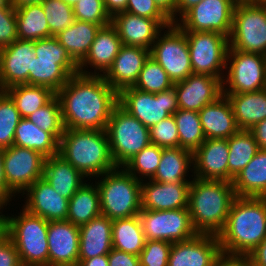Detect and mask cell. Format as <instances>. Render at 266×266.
Returning <instances> with one entry per match:
<instances>
[{
    "label": "cell",
    "instance_id": "cell-1",
    "mask_svg": "<svg viewBox=\"0 0 266 266\" xmlns=\"http://www.w3.org/2000/svg\"><path fill=\"white\" fill-rule=\"evenodd\" d=\"M65 129L106 130L118 92L103 76L76 74L56 93Z\"/></svg>",
    "mask_w": 266,
    "mask_h": 266
},
{
    "label": "cell",
    "instance_id": "cell-2",
    "mask_svg": "<svg viewBox=\"0 0 266 266\" xmlns=\"http://www.w3.org/2000/svg\"><path fill=\"white\" fill-rule=\"evenodd\" d=\"M221 252L249 255L266 237V197H238L217 235Z\"/></svg>",
    "mask_w": 266,
    "mask_h": 266
},
{
    "label": "cell",
    "instance_id": "cell-3",
    "mask_svg": "<svg viewBox=\"0 0 266 266\" xmlns=\"http://www.w3.org/2000/svg\"><path fill=\"white\" fill-rule=\"evenodd\" d=\"M190 179L188 210L192 225L199 234L218 235L236 197L232 182Z\"/></svg>",
    "mask_w": 266,
    "mask_h": 266
},
{
    "label": "cell",
    "instance_id": "cell-4",
    "mask_svg": "<svg viewBox=\"0 0 266 266\" xmlns=\"http://www.w3.org/2000/svg\"><path fill=\"white\" fill-rule=\"evenodd\" d=\"M58 155L88 180L117 167L111 157L106 130L65 129L59 140Z\"/></svg>",
    "mask_w": 266,
    "mask_h": 266
},
{
    "label": "cell",
    "instance_id": "cell-5",
    "mask_svg": "<svg viewBox=\"0 0 266 266\" xmlns=\"http://www.w3.org/2000/svg\"><path fill=\"white\" fill-rule=\"evenodd\" d=\"M2 215V231L18 251L21 264L48 266V222L22 207L18 216Z\"/></svg>",
    "mask_w": 266,
    "mask_h": 266
},
{
    "label": "cell",
    "instance_id": "cell-6",
    "mask_svg": "<svg viewBox=\"0 0 266 266\" xmlns=\"http://www.w3.org/2000/svg\"><path fill=\"white\" fill-rule=\"evenodd\" d=\"M96 180L102 215L113 221L140 213L141 180L136 179L123 167H116L96 177Z\"/></svg>",
    "mask_w": 266,
    "mask_h": 266
},
{
    "label": "cell",
    "instance_id": "cell-7",
    "mask_svg": "<svg viewBox=\"0 0 266 266\" xmlns=\"http://www.w3.org/2000/svg\"><path fill=\"white\" fill-rule=\"evenodd\" d=\"M35 56L29 71V85L46 86L57 93L78 74V64L55 36L35 40Z\"/></svg>",
    "mask_w": 266,
    "mask_h": 266
},
{
    "label": "cell",
    "instance_id": "cell-8",
    "mask_svg": "<svg viewBox=\"0 0 266 266\" xmlns=\"http://www.w3.org/2000/svg\"><path fill=\"white\" fill-rule=\"evenodd\" d=\"M106 132L112 160L117 167L151 144L149 128L119 104L113 109Z\"/></svg>",
    "mask_w": 266,
    "mask_h": 266
},
{
    "label": "cell",
    "instance_id": "cell-9",
    "mask_svg": "<svg viewBox=\"0 0 266 266\" xmlns=\"http://www.w3.org/2000/svg\"><path fill=\"white\" fill-rule=\"evenodd\" d=\"M228 39V49L266 56V7L261 2L238 0Z\"/></svg>",
    "mask_w": 266,
    "mask_h": 266
},
{
    "label": "cell",
    "instance_id": "cell-10",
    "mask_svg": "<svg viewBox=\"0 0 266 266\" xmlns=\"http://www.w3.org/2000/svg\"><path fill=\"white\" fill-rule=\"evenodd\" d=\"M226 69L223 94L250 93L266 88V56L263 54L228 49Z\"/></svg>",
    "mask_w": 266,
    "mask_h": 266
},
{
    "label": "cell",
    "instance_id": "cell-11",
    "mask_svg": "<svg viewBox=\"0 0 266 266\" xmlns=\"http://www.w3.org/2000/svg\"><path fill=\"white\" fill-rule=\"evenodd\" d=\"M184 33L188 42L193 74L213 76L223 82L229 48L228 37L218 32L184 31Z\"/></svg>",
    "mask_w": 266,
    "mask_h": 266
},
{
    "label": "cell",
    "instance_id": "cell-12",
    "mask_svg": "<svg viewBox=\"0 0 266 266\" xmlns=\"http://www.w3.org/2000/svg\"><path fill=\"white\" fill-rule=\"evenodd\" d=\"M159 32L150 48V56L168 74L173 83L185 80L193 74L188 42L184 31L176 24Z\"/></svg>",
    "mask_w": 266,
    "mask_h": 266
},
{
    "label": "cell",
    "instance_id": "cell-13",
    "mask_svg": "<svg viewBox=\"0 0 266 266\" xmlns=\"http://www.w3.org/2000/svg\"><path fill=\"white\" fill-rule=\"evenodd\" d=\"M118 104L148 128L179 109L174 87L158 93L127 87L118 93Z\"/></svg>",
    "mask_w": 266,
    "mask_h": 266
},
{
    "label": "cell",
    "instance_id": "cell-14",
    "mask_svg": "<svg viewBox=\"0 0 266 266\" xmlns=\"http://www.w3.org/2000/svg\"><path fill=\"white\" fill-rule=\"evenodd\" d=\"M146 240L187 241L198 232L194 229L188 208L174 210H144L138 214Z\"/></svg>",
    "mask_w": 266,
    "mask_h": 266
},
{
    "label": "cell",
    "instance_id": "cell-15",
    "mask_svg": "<svg viewBox=\"0 0 266 266\" xmlns=\"http://www.w3.org/2000/svg\"><path fill=\"white\" fill-rule=\"evenodd\" d=\"M238 0H202L175 22L183 31L218 32L230 37Z\"/></svg>",
    "mask_w": 266,
    "mask_h": 266
},
{
    "label": "cell",
    "instance_id": "cell-16",
    "mask_svg": "<svg viewBox=\"0 0 266 266\" xmlns=\"http://www.w3.org/2000/svg\"><path fill=\"white\" fill-rule=\"evenodd\" d=\"M45 156L40 152L12 145L4 149L3 165L7 186L18 196L43 177Z\"/></svg>",
    "mask_w": 266,
    "mask_h": 266
},
{
    "label": "cell",
    "instance_id": "cell-17",
    "mask_svg": "<svg viewBox=\"0 0 266 266\" xmlns=\"http://www.w3.org/2000/svg\"><path fill=\"white\" fill-rule=\"evenodd\" d=\"M35 41L17 39L0 49V90L29 85V71L35 56Z\"/></svg>",
    "mask_w": 266,
    "mask_h": 266
},
{
    "label": "cell",
    "instance_id": "cell-18",
    "mask_svg": "<svg viewBox=\"0 0 266 266\" xmlns=\"http://www.w3.org/2000/svg\"><path fill=\"white\" fill-rule=\"evenodd\" d=\"M221 253L217 235L198 233L187 241L172 243L167 266H213Z\"/></svg>",
    "mask_w": 266,
    "mask_h": 266
},
{
    "label": "cell",
    "instance_id": "cell-19",
    "mask_svg": "<svg viewBox=\"0 0 266 266\" xmlns=\"http://www.w3.org/2000/svg\"><path fill=\"white\" fill-rule=\"evenodd\" d=\"M179 109L200 111L223 95L222 81L216 77L191 74L174 83Z\"/></svg>",
    "mask_w": 266,
    "mask_h": 266
},
{
    "label": "cell",
    "instance_id": "cell-20",
    "mask_svg": "<svg viewBox=\"0 0 266 266\" xmlns=\"http://www.w3.org/2000/svg\"><path fill=\"white\" fill-rule=\"evenodd\" d=\"M48 266H77L79 227L70 221L48 222Z\"/></svg>",
    "mask_w": 266,
    "mask_h": 266
},
{
    "label": "cell",
    "instance_id": "cell-21",
    "mask_svg": "<svg viewBox=\"0 0 266 266\" xmlns=\"http://www.w3.org/2000/svg\"><path fill=\"white\" fill-rule=\"evenodd\" d=\"M23 195L26 200L22 207L29 213L47 221L67 220L69 200L57 194L43 177L30 185Z\"/></svg>",
    "mask_w": 266,
    "mask_h": 266
},
{
    "label": "cell",
    "instance_id": "cell-22",
    "mask_svg": "<svg viewBox=\"0 0 266 266\" xmlns=\"http://www.w3.org/2000/svg\"><path fill=\"white\" fill-rule=\"evenodd\" d=\"M228 157L227 139H206L193 153L191 176L203 180L228 181Z\"/></svg>",
    "mask_w": 266,
    "mask_h": 266
},
{
    "label": "cell",
    "instance_id": "cell-23",
    "mask_svg": "<svg viewBox=\"0 0 266 266\" xmlns=\"http://www.w3.org/2000/svg\"><path fill=\"white\" fill-rule=\"evenodd\" d=\"M122 45L117 30L111 23L101 27L87 55L78 64V72L83 75L103 76L113 64ZM88 67L94 71H87Z\"/></svg>",
    "mask_w": 266,
    "mask_h": 266
},
{
    "label": "cell",
    "instance_id": "cell-24",
    "mask_svg": "<svg viewBox=\"0 0 266 266\" xmlns=\"http://www.w3.org/2000/svg\"><path fill=\"white\" fill-rule=\"evenodd\" d=\"M191 182L159 183L148 179L141 182V209L174 210L188 208Z\"/></svg>",
    "mask_w": 266,
    "mask_h": 266
},
{
    "label": "cell",
    "instance_id": "cell-25",
    "mask_svg": "<svg viewBox=\"0 0 266 266\" xmlns=\"http://www.w3.org/2000/svg\"><path fill=\"white\" fill-rule=\"evenodd\" d=\"M149 56V49L123 44L113 64L103 75L105 81L118 93L134 86Z\"/></svg>",
    "mask_w": 266,
    "mask_h": 266
},
{
    "label": "cell",
    "instance_id": "cell-26",
    "mask_svg": "<svg viewBox=\"0 0 266 266\" xmlns=\"http://www.w3.org/2000/svg\"><path fill=\"white\" fill-rule=\"evenodd\" d=\"M122 44L151 48L160 31L165 30L155 19L122 12L111 18Z\"/></svg>",
    "mask_w": 266,
    "mask_h": 266
},
{
    "label": "cell",
    "instance_id": "cell-27",
    "mask_svg": "<svg viewBox=\"0 0 266 266\" xmlns=\"http://www.w3.org/2000/svg\"><path fill=\"white\" fill-rule=\"evenodd\" d=\"M198 113L206 139H228L240 130L231 103L224 94Z\"/></svg>",
    "mask_w": 266,
    "mask_h": 266
},
{
    "label": "cell",
    "instance_id": "cell-28",
    "mask_svg": "<svg viewBox=\"0 0 266 266\" xmlns=\"http://www.w3.org/2000/svg\"><path fill=\"white\" fill-rule=\"evenodd\" d=\"M79 233L78 260L106 255L113 248L112 220L105 215L101 214L80 226Z\"/></svg>",
    "mask_w": 266,
    "mask_h": 266
},
{
    "label": "cell",
    "instance_id": "cell-29",
    "mask_svg": "<svg viewBox=\"0 0 266 266\" xmlns=\"http://www.w3.org/2000/svg\"><path fill=\"white\" fill-rule=\"evenodd\" d=\"M43 178L60 196L70 200L88 180L60 155L45 158Z\"/></svg>",
    "mask_w": 266,
    "mask_h": 266
},
{
    "label": "cell",
    "instance_id": "cell-30",
    "mask_svg": "<svg viewBox=\"0 0 266 266\" xmlns=\"http://www.w3.org/2000/svg\"><path fill=\"white\" fill-rule=\"evenodd\" d=\"M231 103L240 130H250L266 119V88L238 94H224Z\"/></svg>",
    "mask_w": 266,
    "mask_h": 266
},
{
    "label": "cell",
    "instance_id": "cell-31",
    "mask_svg": "<svg viewBox=\"0 0 266 266\" xmlns=\"http://www.w3.org/2000/svg\"><path fill=\"white\" fill-rule=\"evenodd\" d=\"M193 173V153L176 148H162L160 163L155 175L151 178L159 183L191 182L187 176Z\"/></svg>",
    "mask_w": 266,
    "mask_h": 266
},
{
    "label": "cell",
    "instance_id": "cell-32",
    "mask_svg": "<svg viewBox=\"0 0 266 266\" xmlns=\"http://www.w3.org/2000/svg\"><path fill=\"white\" fill-rule=\"evenodd\" d=\"M238 197H266V149L256 155L232 180Z\"/></svg>",
    "mask_w": 266,
    "mask_h": 266
},
{
    "label": "cell",
    "instance_id": "cell-33",
    "mask_svg": "<svg viewBox=\"0 0 266 266\" xmlns=\"http://www.w3.org/2000/svg\"><path fill=\"white\" fill-rule=\"evenodd\" d=\"M103 26L75 20L68 28L55 37L70 57L79 64L87 55L99 29Z\"/></svg>",
    "mask_w": 266,
    "mask_h": 266
},
{
    "label": "cell",
    "instance_id": "cell-34",
    "mask_svg": "<svg viewBox=\"0 0 266 266\" xmlns=\"http://www.w3.org/2000/svg\"><path fill=\"white\" fill-rule=\"evenodd\" d=\"M101 215L100 195L96 183H84L69 200L67 221L80 227Z\"/></svg>",
    "mask_w": 266,
    "mask_h": 266
},
{
    "label": "cell",
    "instance_id": "cell-35",
    "mask_svg": "<svg viewBox=\"0 0 266 266\" xmlns=\"http://www.w3.org/2000/svg\"><path fill=\"white\" fill-rule=\"evenodd\" d=\"M13 145L33 149L43 156L58 155L59 141L48 132H44L27 118H22L15 129Z\"/></svg>",
    "mask_w": 266,
    "mask_h": 266
},
{
    "label": "cell",
    "instance_id": "cell-36",
    "mask_svg": "<svg viewBox=\"0 0 266 266\" xmlns=\"http://www.w3.org/2000/svg\"><path fill=\"white\" fill-rule=\"evenodd\" d=\"M146 238L138 215L112 221L113 248L133 255H140Z\"/></svg>",
    "mask_w": 266,
    "mask_h": 266
},
{
    "label": "cell",
    "instance_id": "cell-37",
    "mask_svg": "<svg viewBox=\"0 0 266 266\" xmlns=\"http://www.w3.org/2000/svg\"><path fill=\"white\" fill-rule=\"evenodd\" d=\"M15 11L18 39L35 41L51 37L41 3L25 5Z\"/></svg>",
    "mask_w": 266,
    "mask_h": 266
},
{
    "label": "cell",
    "instance_id": "cell-38",
    "mask_svg": "<svg viewBox=\"0 0 266 266\" xmlns=\"http://www.w3.org/2000/svg\"><path fill=\"white\" fill-rule=\"evenodd\" d=\"M229 147L228 181L243 170L259 150L253 134L249 130H239L227 139Z\"/></svg>",
    "mask_w": 266,
    "mask_h": 266
},
{
    "label": "cell",
    "instance_id": "cell-39",
    "mask_svg": "<svg viewBox=\"0 0 266 266\" xmlns=\"http://www.w3.org/2000/svg\"><path fill=\"white\" fill-rule=\"evenodd\" d=\"M13 100L22 118L47 104L56 93L46 86L20 84L4 90Z\"/></svg>",
    "mask_w": 266,
    "mask_h": 266
},
{
    "label": "cell",
    "instance_id": "cell-40",
    "mask_svg": "<svg viewBox=\"0 0 266 266\" xmlns=\"http://www.w3.org/2000/svg\"><path fill=\"white\" fill-rule=\"evenodd\" d=\"M173 117L179 134V147L194 153L206 140L198 111L178 109Z\"/></svg>",
    "mask_w": 266,
    "mask_h": 266
},
{
    "label": "cell",
    "instance_id": "cell-41",
    "mask_svg": "<svg viewBox=\"0 0 266 266\" xmlns=\"http://www.w3.org/2000/svg\"><path fill=\"white\" fill-rule=\"evenodd\" d=\"M162 155V148L157 145L150 144L141 152L134 155L122 167L133 175L136 179L143 181V179H151L159 166Z\"/></svg>",
    "mask_w": 266,
    "mask_h": 266
},
{
    "label": "cell",
    "instance_id": "cell-42",
    "mask_svg": "<svg viewBox=\"0 0 266 266\" xmlns=\"http://www.w3.org/2000/svg\"><path fill=\"white\" fill-rule=\"evenodd\" d=\"M27 119L44 132L51 133L58 141L64 133L60 101L56 95Z\"/></svg>",
    "mask_w": 266,
    "mask_h": 266
},
{
    "label": "cell",
    "instance_id": "cell-43",
    "mask_svg": "<svg viewBox=\"0 0 266 266\" xmlns=\"http://www.w3.org/2000/svg\"><path fill=\"white\" fill-rule=\"evenodd\" d=\"M173 85L164 69L149 56L133 87L144 92L158 93L171 89Z\"/></svg>",
    "mask_w": 266,
    "mask_h": 266
},
{
    "label": "cell",
    "instance_id": "cell-44",
    "mask_svg": "<svg viewBox=\"0 0 266 266\" xmlns=\"http://www.w3.org/2000/svg\"><path fill=\"white\" fill-rule=\"evenodd\" d=\"M22 119L11 97L0 90V148H9L14 143L15 129Z\"/></svg>",
    "mask_w": 266,
    "mask_h": 266
},
{
    "label": "cell",
    "instance_id": "cell-45",
    "mask_svg": "<svg viewBox=\"0 0 266 266\" xmlns=\"http://www.w3.org/2000/svg\"><path fill=\"white\" fill-rule=\"evenodd\" d=\"M41 5L47 18L51 37L56 36L75 21L73 7L63 0H43Z\"/></svg>",
    "mask_w": 266,
    "mask_h": 266
},
{
    "label": "cell",
    "instance_id": "cell-46",
    "mask_svg": "<svg viewBox=\"0 0 266 266\" xmlns=\"http://www.w3.org/2000/svg\"><path fill=\"white\" fill-rule=\"evenodd\" d=\"M75 20L106 26L111 23L104 0H79L73 6Z\"/></svg>",
    "mask_w": 266,
    "mask_h": 266
},
{
    "label": "cell",
    "instance_id": "cell-47",
    "mask_svg": "<svg viewBox=\"0 0 266 266\" xmlns=\"http://www.w3.org/2000/svg\"><path fill=\"white\" fill-rule=\"evenodd\" d=\"M151 144L161 148L179 147V134L173 115L149 128Z\"/></svg>",
    "mask_w": 266,
    "mask_h": 266
},
{
    "label": "cell",
    "instance_id": "cell-48",
    "mask_svg": "<svg viewBox=\"0 0 266 266\" xmlns=\"http://www.w3.org/2000/svg\"><path fill=\"white\" fill-rule=\"evenodd\" d=\"M171 247L168 241L146 240L139 255L140 266H167Z\"/></svg>",
    "mask_w": 266,
    "mask_h": 266
},
{
    "label": "cell",
    "instance_id": "cell-49",
    "mask_svg": "<svg viewBox=\"0 0 266 266\" xmlns=\"http://www.w3.org/2000/svg\"><path fill=\"white\" fill-rule=\"evenodd\" d=\"M125 12L155 19L163 28L173 23L154 0H128Z\"/></svg>",
    "mask_w": 266,
    "mask_h": 266
},
{
    "label": "cell",
    "instance_id": "cell-50",
    "mask_svg": "<svg viewBox=\"0 0 266 266\" xmlns=\"http://www.w3.org/2000/svg\"><path fill=\"white\" fill-rule=\"evenodd\" d=\"M18 39L16 11L12 6L0 7V49Z\"/></svg>",
    "mask_w": 266,
    "mask_h": 266
},
{
    "label": "cell",
    "instance_id": "cell-51",
    "mask_svg": "<svg viewBox=\"0 0 266 266\" xmlns=\"http://www.w3.org/2000/svg\"><path fill=\"white\" fill-rule=\"evenodd\" d=\"M21 265L16 246L10 238L0 231V266H19Z\"/></svg>",
    "mask_w": 266,
    "mask_h": 266
},
{
    "label": "cell",
    "instance_id": "cell-52",
    "mask_svg": "<svg viewBox=\"0 0 266 266\" xmlns=\"http://www.w3.org/2000/svg\"><path fill=\"white\" fill-rule=\"evenodd\" d=\"M108 266H140V259L138 255L112 248L108 253Z\"/></svg>",
    "mask_w": 266,
    "mask_h": 266
},
{
    "label": "cell",
    "instance_id": "cell-53",
    "mask_svg": "<svg viewBox=\"0 0 266 266\" xmlns=\"http://www.w3.org/2000/svg\"><path fill=\"white\" fill-rule=\"evenodd\" d=\"M213 266H251L248 255H231L221 253Z\"/></svg>",
    "mask_w": 266,
    "mask_h": 266
},
{
    "label": "cell",
    "instance_id": "cell-54",
    "mask_svg": "<svg viewBox=\"0 0 266 266\" xmlns=\"http://www.w3.org/2000/svg\"><path fill=\"white\" fill-rule=\"evenodd\" d=\"M3 154L4 149L0 148V197L6 203H9L15 198L16 194L7 186V181L4 174Z\"/></svg>",
    "mask_w": 266,
    "mask_h": 266
},
{
    "label": "cell",
    "instance_id": "cell-55",
    "mask_svg": "<svg viewBox=\"0 0 266 266\" xmlns=\"http://www.w3.org/2000/svg\"><path fill=\"white\" fill-rule=\"evenodd\" d=\"M251 266H266V237L249 255Z\"/></svg>",
    "mask_w": 266,
    "mask_h": 266
},
{
    "label": "cell",
    "instance_id": "cell-56",
    "mask_svg": "<svg viewBox=\"0 0 266 266\" xmlns=\"http://www.w3.org/2000/svg\"><path fill=\"white\" fill-rule=\"evenodd\" d=\"M249 131L253 134L259 149H266V119L257 123Z\"/></svg>",
    "mask_w": 266,
    "mask_h": 266
},
{
    "label": "cell",
    "instance_id": "cell-57",
    "mask_svg": "<svg viewBox=\"0 0 266 266\" xmlns=\"http://www.w3.org/2000/svg\"><path fill=\"white\" fill-rule=\"evenodd\" d=\"M128 0H104L105 9L112 18L118 13L125 12Z\"/></svg>",
    "mask_w": 266,
    "mask_h": 266
},
{
    "label": "cell",
    "instance_id": "cell-58",
    "mask_svg": "<svg viewBox=\"0 0 266 266\" xmlns=\"http://www.w3.org/2000/svg\"><path fill=\"white\" fill-rule=\"evenodd\" d=\"M157 6L171 19L176 22V0H154Z\"/></svg>",
    "mask_w": 266,
    "mask_h": 266
},
{
    "label": "cell",
    "instance_id": "cell-59",
    "mask_svg": "<svg viewBox=\"0 0 266 266\" xmlns=\"http://www.w3.org/2000/svg\"><path fill=\"white\" fill-rule=\"evenodd\" d=\"M202 0H176V21L189 9L197 5ZM178 13V14H177Z\"/></svg>",
    "mask_w": 266,
    "mask_h": 266
},
{
    "label": "cell",
    "instance_id": "cell-60",
    "mask_svg": "<svg viewBox=\"0 0 266 266\" xmlns=\"http://www.w3.org/2000/svg\"><path fill=\"white\" fill-rule=\"evenodd\" d=\"M77 266H108V254L90 259L78 260Z\"/></svg>",
    "mask_w": 266,
    "mask_h": 266
},
{
    "label": "cell",
    "instance_id": "cell-61",
    "mask_svg": "<svg viewBox=\"0 0 266 266\" xmlns=\"http://www.w3.org/2000/svg\"><path fill=\"white\" fill-rule=\"evenodd\" d=\"M43 0H11L12 2V7L17 9L25 5L29 4H37L41 3Z\"/></svg>",
    "mask_w": 266,
    "mask_h": 266
},
{
    "label": "cell",
    "instance_id": "cell-62",
    "mask_svg": "<svg viewBox=\"0 0 266 266\" xmlns=\"http://www.w3.org/2000/svg\"><path fill=\"white\" fill-rule=\"evenodd\" d=\"M11 203H6L1 197H0V216L3 215L2 211L4 210V208L9 205L10 206Z\"/></svg>",
    "mask_w": 266,
    "mask_h": 266
},
{
    "label": "cell",
    "instance_id": "cell-63",
    "mask_svg": "<svg viewBox=\"0 0 266 266\" xmlns=\"http://www.w3.org/2000/svg\"><path fill=\"white\" fill-rule=\"evenodd\" d=\"M1 6H12L11 0H0V7Z\"/></svg>",
    "mask_w": 266,
    "mask_h": 266
},
{
    "label": "cell",
    "instance_id": "cell-64",
    "mask_svg": "<svg viewBox=\"0 0 266 266\" xmlns=\"http://www.w3.org/2000/svg\"><path fill=\"white\" fill-rule=\"evenodd\" d=\"M63 1L73 7L79 0H63Z\"/></svg>",
    "mask_w": 266,
    "mask_h": 266
},
{
    "label": "cell",
    "instance_id": "cell-65",
    "mask_svg": "<svg viewBox=\"0 0 266 266\" xmlns=\"http://www.w3.org/2000/svg\"><path fill=\"white\" fill-rule=\"evenodd\" d=\"M2 230V216H0V231Z\"/></svg>",
    "mask_w": 266,
    "mask_h": 266
},
{
    "label": "cell",
    "instance_id": "cell-66",
    "mask_svg": "<svg viewBox=\"0 0 266 266\" xmlns=\"http://www.w3.org/2000/svg\"><path fill=\"white\" fill-rule=\"evenodd\" d=\"M249 1H252V2H262L263 0H249Z\"/></svg>",
    "mask_w": 266,
    "mask_h": 266
},
{
    "label": "cell",
    "instance_id": "cell-67",
    "mask_svg": "<svg viewBox=\"0 0 266 266\" xmlns=\"http://www.w3.org/2000/svg\"><path fill=\"white\" fill-rule=\"evenodd\" d=\"M261 3L266 7V0H263Z\"/></svg>",
    "mask_w": 266,
    "mask_h": 266
}]
</instances>
